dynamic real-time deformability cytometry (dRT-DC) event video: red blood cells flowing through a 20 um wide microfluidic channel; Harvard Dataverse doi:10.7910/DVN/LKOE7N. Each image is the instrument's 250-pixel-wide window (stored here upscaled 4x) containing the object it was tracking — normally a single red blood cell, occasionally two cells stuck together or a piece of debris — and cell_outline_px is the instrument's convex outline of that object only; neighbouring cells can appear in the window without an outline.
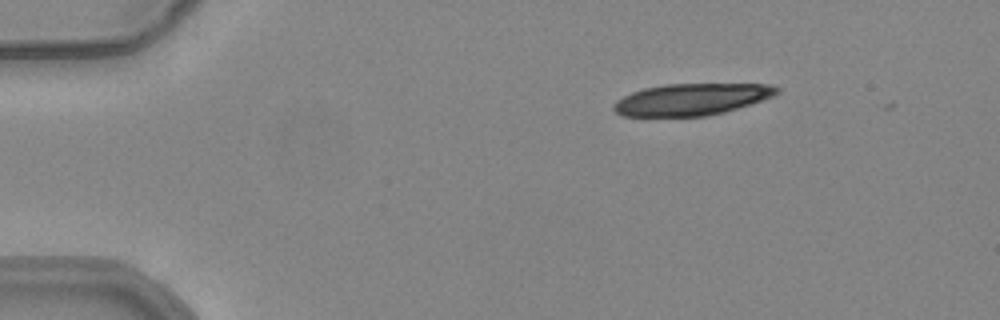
{"species": "common noctule bat (a hibernating species)", "species_latin": "Nyctalus noctula", "temperature_condition": "warm", "stored_images_in_passage": 2, "camera_frame_rate_fps": 3000, "um_per_image_px": 0.085, "animal": {"sex": "female", "body_mass_g": 24.6, "forearm_length_mm": 56.2}, "frame": {"image": 1, "passage_image": 1, "time_ms": 0.0, "image_size_px": [1000, 320], "cell_outline_px": [[780, 92], [772, 96], [724, 112], [708, 116], [620, 116], [612, 108], [612, 104], [616, 100], [632, 92], [644, 88], [664, 84], [768, 84], [780, 88]], "centroid_in_image_um": [58.73, 8.44], "position_along_channel_um": 26.3, "area_um2": 30.06}}